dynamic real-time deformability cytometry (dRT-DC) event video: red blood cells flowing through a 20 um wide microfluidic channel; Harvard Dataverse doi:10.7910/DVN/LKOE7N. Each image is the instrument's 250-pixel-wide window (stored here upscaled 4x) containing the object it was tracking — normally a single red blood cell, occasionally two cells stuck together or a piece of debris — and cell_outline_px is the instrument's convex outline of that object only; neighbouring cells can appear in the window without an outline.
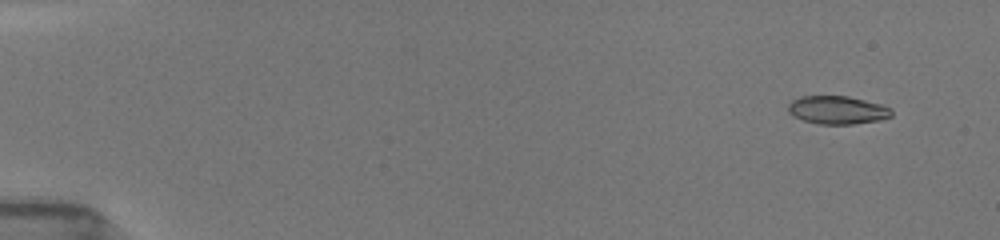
{"species": "common noctule bat (a hibernating species)", "species_latin": "Nyctalus noctula", "temperature_condition": "room temperature", "stored_images_in_passage": 53, "camera_frame_rate_fps": 3000, "um_per_image_px": 0.085, "animal": {"sex": "female", "body_mass_g": 19.5, "forearm_length_mm": 54.1}, "frame": {"image": 1, "passage_image": 4, "time_ms": 1.0, "image_size_px": [1000, 240], "cell_outline_px": [[892, 116], [880, 120], [852, 124], [820, 124], [804, 120], [792, 116], [788, 112], [788, 104], [792, 100], [800, 96], [848, 96], [884, 104], [892, 108]], "centroid_in_image_um": [71.2, 9.34], "position_along_channel_um": 13.8, "area_um2": 17.17}}
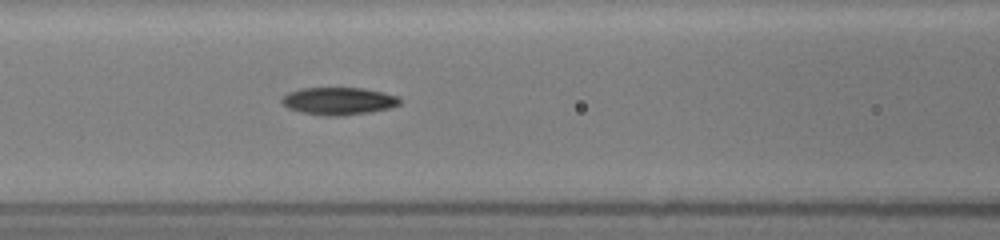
{"frame": {"image": 2, "passage_image": 24, "time_ms": 7.667, "image_size_px": [1000, 240], "cell_outline_px": [[400, 104], [388, 108], [368, 112], [344, 116], [324, 116], [300, 112], [288, 108], [280, 100], [288, 92], [300, 88], [364, 88], [384, 92], [400, 96]], "centroid_in_image_um": [28.78, 8.58], "position_along_channel_um": 137.8, "area_um2": 19.02}}
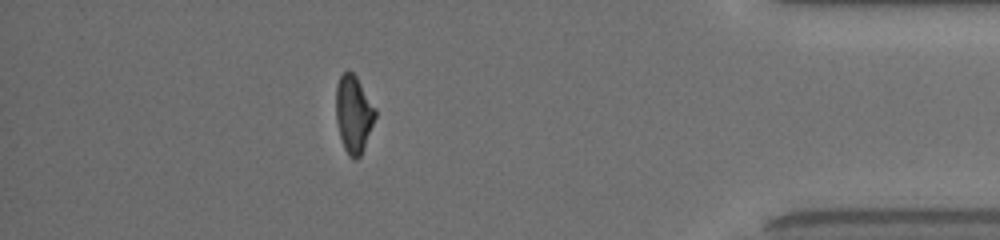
{"frame": {"image": 3, "passage_image": 47, "time_ms": 15.333, "image_size_px": [1000, 240], "cell_outline_px": [[376, 116], [364, 148], [360, 156], [356, 160], [348, 156], [344, 148], [340, 136], [336, 120], [336, 84], [340, 76], [348, 68], [356, 76], [376, 108]], "centroid_in_image_um": [30.05, 9.68], "position_along_channel_um": 405.1, "area_um2": 17.8}, "authors_computed_cell_mechanics": {"area_um2": 17.918, "velocity_mm_per_s": 3.969, "shape_relaxation_time_tau1_ms": 3.9002, "shape_relaxation_time_tau2_ms": 2.721, "deformation_change_tau1": 0.1536, "deformation_change_tau2": 0.0928}}